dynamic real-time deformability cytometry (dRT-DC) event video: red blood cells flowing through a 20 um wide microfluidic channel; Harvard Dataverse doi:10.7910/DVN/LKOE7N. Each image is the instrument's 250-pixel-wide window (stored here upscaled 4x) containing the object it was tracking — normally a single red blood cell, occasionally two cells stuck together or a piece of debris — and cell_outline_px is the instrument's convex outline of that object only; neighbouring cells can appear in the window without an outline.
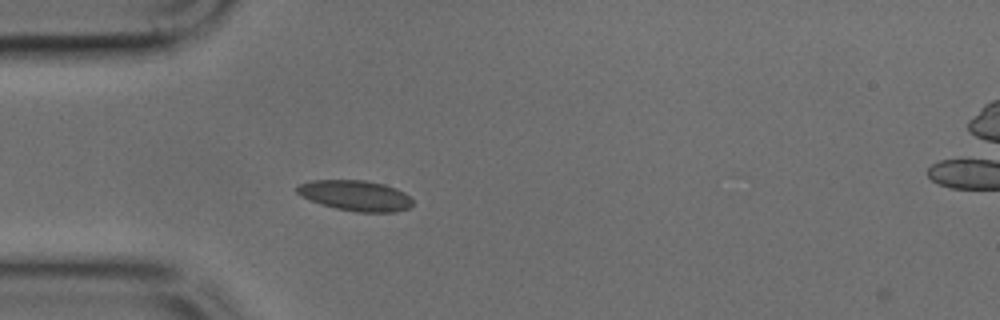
{"species": "common noctule bat (a hibernating species)", "species_latin": "Nyctalus noctula", "temperature_condition": "cold", "stored_images_in_passage": 2, "camera_frame_rate_fps": 3000, "um_per_image_px": 0.085, "animal": {"sex": "male", "body_mass_g": 17.9, "forearm_length_mm": 54.2}, "frame": {"image": 1, "passage_image": 1, "time_ms": 0.0, "image_size_px": [1000, 320], "cell_outline_px": [[412, 204], [408, 208], [396, 212], [356, 212], [336, 208], [320, 204], [300, 196], [296, 192], [296, 188], [300, 184], [312, 180], [364, 180], [384, 184], [396, 188], [404, 192], [412, 200]], "centroid_in_image_um": [30.2, 16.62], "position_along_channel_um": 54.8, "area_um2": 20.58}}